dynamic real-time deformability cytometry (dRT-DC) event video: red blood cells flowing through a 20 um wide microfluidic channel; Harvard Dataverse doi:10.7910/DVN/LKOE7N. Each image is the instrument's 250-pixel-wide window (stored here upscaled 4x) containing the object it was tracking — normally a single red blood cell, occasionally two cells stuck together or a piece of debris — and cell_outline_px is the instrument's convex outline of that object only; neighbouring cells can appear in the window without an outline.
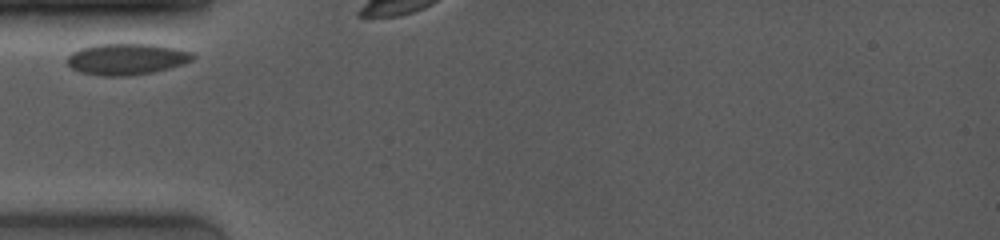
{"species": "common noctule bat (a hibernating species)", "species_latin": "Nyctalus noctula", "temperature_condition": "room temperature", "stored_images_in_passage": 12, "camera_frame_rate_fps": 4000, "um_per_image_px": 0.085, "animal": {"sex": "female", "body_mass_g": 19.0, "forearm_length_mm": 53.3}, "frame": {"image": 1, "passage_image": 1, "time_ms": 0.0, "image_size_px": [1000, 240], "cell_outline_px": [[196, 56], [192, 60], [168, 68], [152, 72], [128, 76], [100, 76], [80, 72], [72, 68], [68, 64], [68, 56], [72, 52], [80, 48], [96, 44], [156, 44], [196, 52]], "centroid_in_image_um": [10.78, 5.01], "position_along_channel_um": 74.2, "area_um2": 23.0}}
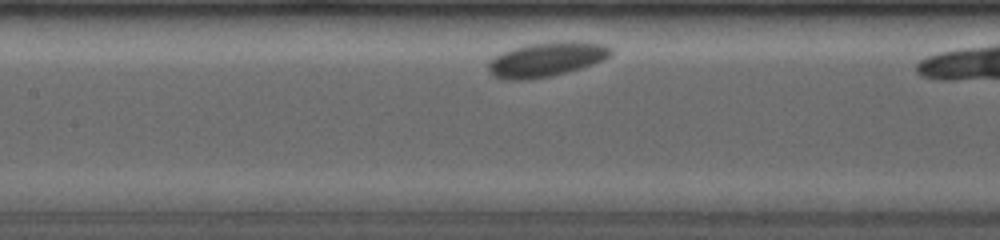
{"frame": {"image": 2, "passage_image": 6, "time_ms": 2.5, "image_size_px": [1000, 240], "cell_outline_px": [[612, 56], [604, 60], [568, 72], [552, 76], [528, 80], [504, 80], [492, 76], [488, 72], [488, 60], [492, 56], [512, 48], [528, 44], [584, 40], [604, 44], [612, 48]], "centroid_in_image_um": [46.43, 5.05], "position_along_channel_um": 161.0, "area_um2": 25.14}}